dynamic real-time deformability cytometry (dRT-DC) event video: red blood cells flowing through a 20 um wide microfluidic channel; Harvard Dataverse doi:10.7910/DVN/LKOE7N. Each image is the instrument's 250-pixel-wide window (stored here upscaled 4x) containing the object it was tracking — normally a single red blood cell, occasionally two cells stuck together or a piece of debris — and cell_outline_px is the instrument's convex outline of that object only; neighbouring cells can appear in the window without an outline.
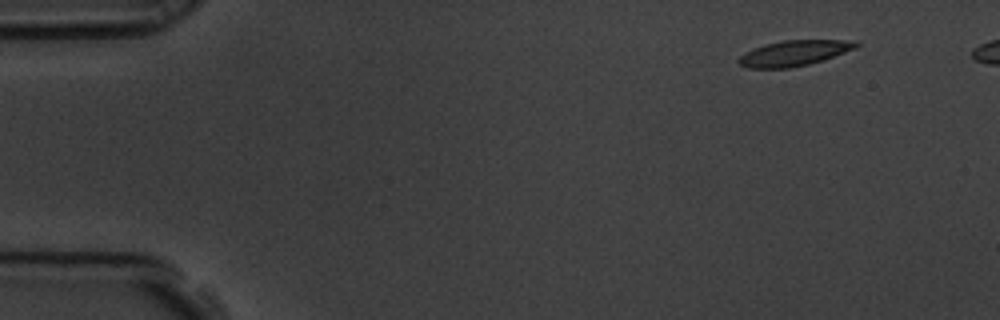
{"species": "common noctule bat (a hibernating species)", "species_latin": "Nyctalus noctula", "temperature_condition": "room temperature", "stored_images_in_passage": 3, "camera_frame_rate_fps": 3000, "um_per_image_px": 0.085, "animal": {"sex": "male", "body_mass_g": 19.5, "forearm_length_mm": 54.6}, "frame": {"image": 1, "passage_image": 1, "time_ms": 0.0, "image_size_px": [1000, 320], "cell_outline_px": [[860, 44], [844, 52], [824, 60], [808, 64], [788, 68], [748, 68], [740, 64], [736, 60], [744, 52], [752, 48], [764, 44], [784, 40], [860, 40]], "centroid_in_image_um": [67.46, 4.51], "position_along_channel_um": 17.5, "area_um2": 17.46}}